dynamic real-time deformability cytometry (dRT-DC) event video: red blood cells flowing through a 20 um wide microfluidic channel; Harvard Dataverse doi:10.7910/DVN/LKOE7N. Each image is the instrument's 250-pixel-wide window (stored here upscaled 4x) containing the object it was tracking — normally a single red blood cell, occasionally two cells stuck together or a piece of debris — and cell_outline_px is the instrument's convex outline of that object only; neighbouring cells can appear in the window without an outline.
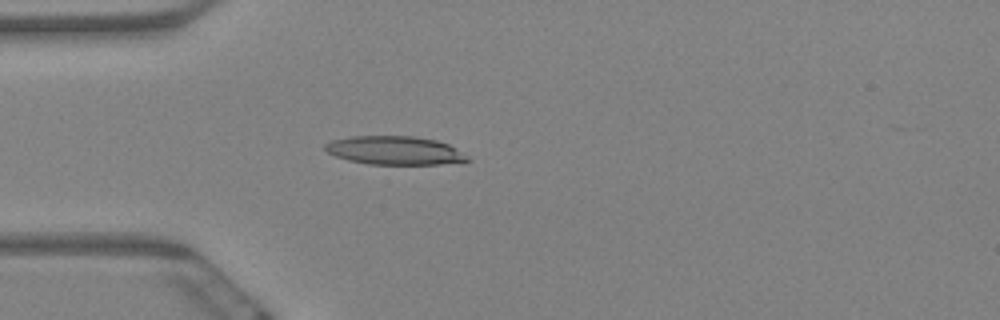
{"species": "Egyptian fruit bat (a non-hibernating species)", "species_latin": "Rousettus aegyptiacus", "temperature_condition": "warm", "stored_images_in_passage": 2, "camera_frame_rate_fps": 3000, "um_per_image_px": 0.085, "animal": {"sex": "female"}, "frame": {"image": 1, "passage_image": 2, "time_ms": 0.333, "image_size_px": [1000, 320], "cell_outline_px": [[472, 160], [464, 164], [368, 164], [348, 160], [336, 156], [328, 152], [324, 148], [324, 144], [332, 140], [352, 136], [416, 136], [436, 140], [448, 144], [468, 156]], "centroid_in_image_um": [33.62, 12.8], "position_along_channel_um": 51.4, "area_um2": 23.93}}